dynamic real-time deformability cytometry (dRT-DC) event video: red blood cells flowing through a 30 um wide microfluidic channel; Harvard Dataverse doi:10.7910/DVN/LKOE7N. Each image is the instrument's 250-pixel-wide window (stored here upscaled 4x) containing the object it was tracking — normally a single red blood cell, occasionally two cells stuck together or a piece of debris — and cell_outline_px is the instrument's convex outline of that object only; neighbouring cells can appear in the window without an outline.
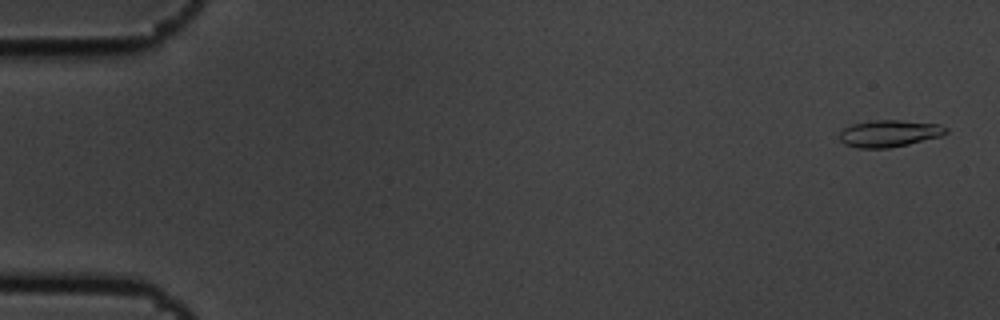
{"species": "common noctule bat (a hibernating species)", "species_latin": "Nyctalus noctula", "temperature_condition": "cold", "stored_images_in_passage": 5, "camera_frame_rate_fps": 3000, "um_per_image_px": 0.085, "animal": {"sex": "male", "body_mass_g": 19.5, "forearm_length_mm": 54.6}, "frame": {"image": 1, "passage_image": 1, "time_ms": 0.0, "image_size_px": [1000, 320], "cell_outline_px": [[948, 132], [940, 136], [908, 144], [888, 148], [856, 148], [844, 144], [836, 136], [844, 128], [852, 124], [872, 120], [900, 120], [940, 124], [948, 128]], "centroid_in_image_um": [75.55, 11.34], "position_along_channel_um": 9.5, "area_um2": 16.82}}